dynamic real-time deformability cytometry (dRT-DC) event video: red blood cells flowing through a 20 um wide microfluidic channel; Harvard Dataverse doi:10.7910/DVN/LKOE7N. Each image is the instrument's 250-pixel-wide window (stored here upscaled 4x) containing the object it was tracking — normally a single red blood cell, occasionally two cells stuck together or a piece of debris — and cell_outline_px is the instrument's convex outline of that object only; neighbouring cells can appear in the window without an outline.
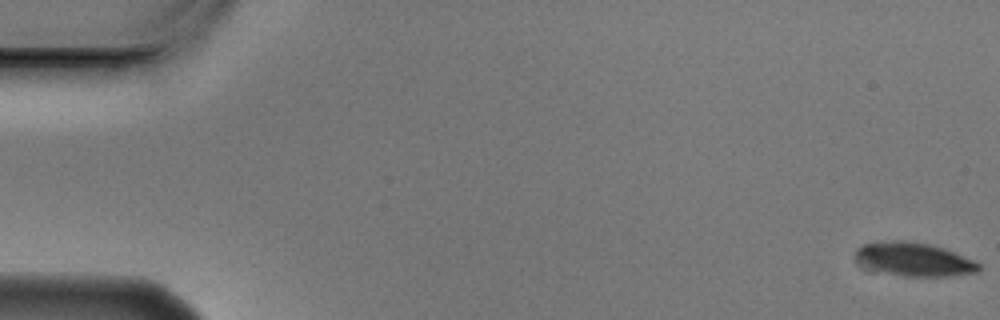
{"species": "Egyptian fruit bat (a non-hibernating species)", "species_latin": "Rousettus aegyptiacus", "temperature_condition": "cold", "stored_images_in_passage": 6, "camera_frame_rate_fps": 3000, "um_per_image_px": 0.085, "animal": {"sex": "male"}, "frame": {"image": 1, "passage_image": 1, "time_ms": 0.0, "image_size_px": [1000, 320], "cell_outline_px": [[980, 272], [948, 276], [904, 276], [864, 268], [856, 260], [856, 248], [864, 244], [896, 240], [900, 240], [928, 244], [944, 248], [972, 260], [980, 264]], "centroid_in_image_um": [77.67, 22.05], "position_along_channel_um": 7.3, "area_um2": 23.93}}
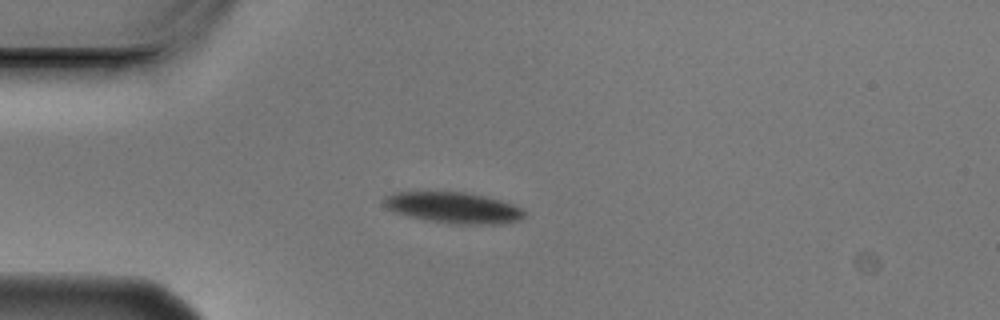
{"frame": {"image": 2, "passage_image": 4, "time_ms": 1.0, "image_size_px": [1000, 320], "cell_outline_px": [[524, 216], [520, 220], [496, 224], [456, 224], [428, 220], [408, 216], [396, 212], [388, 208], [384, 204], [384, 196], [392, 192], [464, 192], [484, 196], [500, 200], [512, 204], [520, 208], [524, 212]], "centroid_in_image_um": [38.53, 17.65], "position_along_channel_um": 46.5, "area_um2": 25.09}}
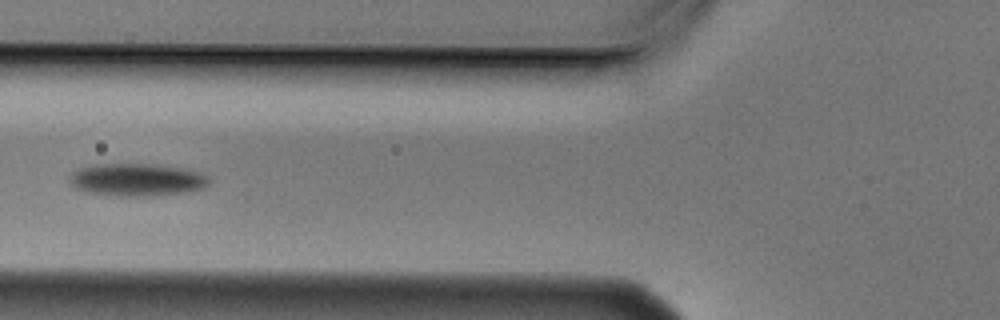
{"frame": {"image": 3, "passage_image": 6, "time_ms": 1.667, "image_size_px": [1000, 320], "cell_outline_px": [[208, 184], [204, 188], [188, 192], [152, 196], [116, 196], [84, 192], [76, 188], [68, 180], [68, 176], [72, 172], [80, 168], [96, 164], [156, 164], [180, 168], [200, 172], [208, 176]], "centroid_in_image_um": [11.61, 15.29], "position_along_channel_um": 114.2, "area_um2": 26.7}}